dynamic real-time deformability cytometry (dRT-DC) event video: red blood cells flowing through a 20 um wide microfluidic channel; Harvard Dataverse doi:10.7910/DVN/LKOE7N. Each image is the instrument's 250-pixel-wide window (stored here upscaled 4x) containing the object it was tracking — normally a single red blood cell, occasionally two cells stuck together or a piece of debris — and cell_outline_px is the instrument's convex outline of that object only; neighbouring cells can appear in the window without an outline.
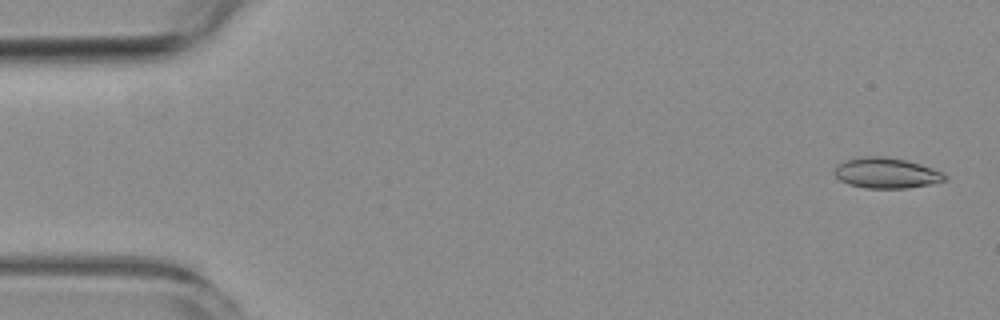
{"species": "common noctule bat (a hibernating species)", "species_latin": "Nyctalus noctula", "temperature_condition": "room temperature", "stored_images_in_passage": 5, "camera_frame_rate_fps": 3000, "um_per_image_px": 0.085, "animal": {"sex": "female", "body_mass_g": 19.3, "forearm_length_mm": 54.1}, "frame": {"image": 1, "passage_image": 1, "time_ms": 0.0, "image_size_px": [1000, 320], "cell_outline_px": [[948, 180], [908, 188], [868, 188], [848, 184], [840, 180], [836, 176], [836, 168], [844, 160], [864, 156], [888, 156], [908, 160], [944, 172], [948, 176]], "centroid_in_image_um": [75.39, 14.69], "position_along_channel_um": 9.6, "area_um2": 19.65}}
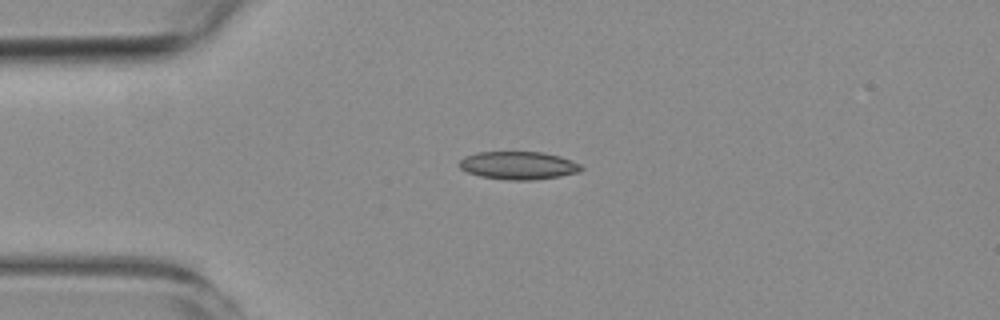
{"frame": {"image": 2, "passage_image": 4, "time_ms": 3.667, "image_size_px": [1000, 320], "cell_outline_px": [[584, 168], [580, 172], [560, 176], [532, 180], [508, 180], [480, 176], [468, 172], [460, 168], [460, 160], [464, 156], [476, 152], [540, 152], [560, 156], [580, 164]], "centroid_in_image_um": [44.07, 14.06], "position_along_channel_um": 40.9, "area_um2": 19.83}}